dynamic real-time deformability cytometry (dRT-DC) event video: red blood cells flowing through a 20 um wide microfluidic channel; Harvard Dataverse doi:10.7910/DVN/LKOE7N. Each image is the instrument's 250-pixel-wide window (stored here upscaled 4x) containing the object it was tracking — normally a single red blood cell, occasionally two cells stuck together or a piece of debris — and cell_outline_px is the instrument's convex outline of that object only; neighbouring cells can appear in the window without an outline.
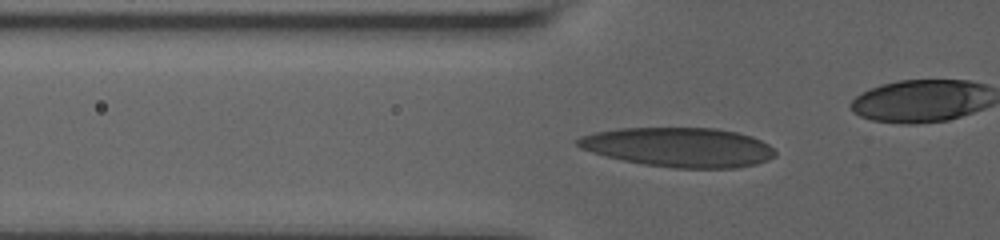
{"species": "human", "species_latin": "Homo sapiens", "temperature_condition": "room temperature", "stored_images_in_passage": 39, "camera_frame_rate_fps": 3000, "um_per_image_px": 0.085, "donor": {"sex": "male"}, "frame": {"image": 1, "passage_image": 12, "time_ms": 3.667, "image_size_px": [1000, 240], "cell_outline_px": [[776, 156], [768, 160], [756, 164], [736, 168], [672, 168], [644, 164], [624, 160], [592, 152], [580, 148], [576, 144], [576, 140], [580, 136], [596, 132], [620, 128], [716, 128], [736, 132], [752, 136], [768, 144], [776, 152]], "centroid_in_image_um": [57.73, 12.51], "position_along_channel_um": 68.1, "area_um2": 45.32}}
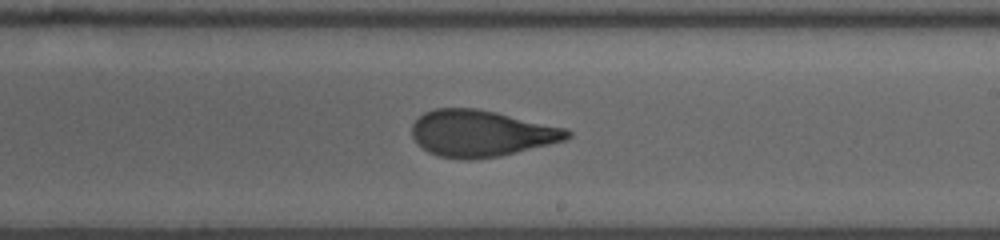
{"frame": {"image": 2, "passage_image": 27, "time_ms": 8.667, "image_size_px": [1000, 240], "cell_outline_px": [[572, 136], [564, 140], [500, 156], [468, 160], [460, 160], [440, 156], [428, 152], [416, 144], [412, 136], [412, 124], [424, 112], [436, 108], [476, 108], [496, 112], [568, 128], [572, 132]], "centroid_in_image_um": [40.88, 11.33], "position_along_channel_um": 248.1, "area_um2": 42.19}}
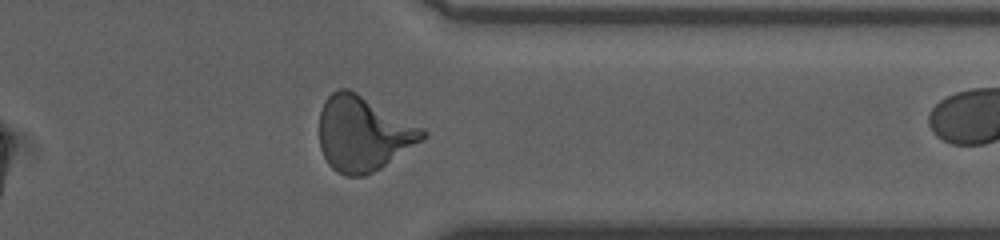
{"frame": {"image": 3, "passage_image": 38, "time_ms": 12.333, "image_size_px": [1000, 240], "cell_outline_px": [[428, 136], [380, 168], [364, 176], [344, 176], [336, 172], [328, 164], [320, 148], [320, 112], [324, 100], [332, 92], [340, 88], [348, 88], [356, 92], [420, 128]], "centroid_in_image_um": [30.8, 11.37], "position_along_channel_um": 380.6, "area_um2": 44.22}}